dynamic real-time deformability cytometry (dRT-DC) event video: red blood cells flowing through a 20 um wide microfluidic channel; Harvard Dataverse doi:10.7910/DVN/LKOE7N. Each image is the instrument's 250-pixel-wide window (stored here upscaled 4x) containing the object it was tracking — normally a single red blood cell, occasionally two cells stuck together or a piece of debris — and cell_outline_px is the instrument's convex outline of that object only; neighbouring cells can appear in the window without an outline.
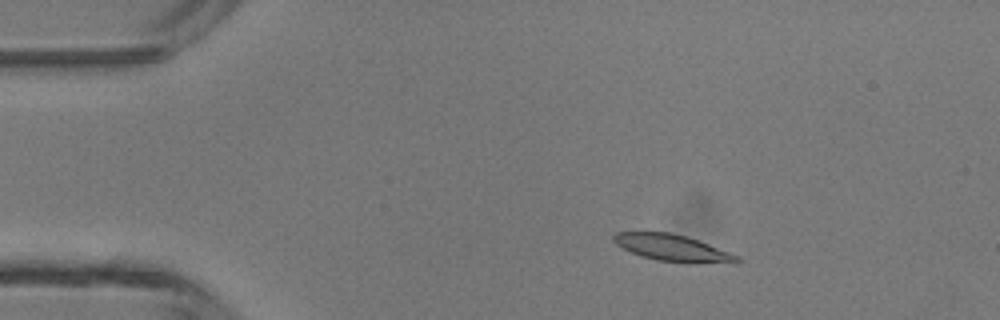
{"species": "common noctule bat (a hibernating species)", "species_latin": "Nyctalus noctula", "temperature_condition": "room temperature", "stored_images_in_passage": 40, "camera_frame_rate_fps": 3000, "um_per_image_px": 0.085, "animal": {"sex": "male", "body_mass_g": 13.3}, "frame": {"image": 1, "passage_image": 1, "time_ms": 0.0, "image_size_px": [1000, 320], "cell_outline_px": [[744, 260], [736, 264], [692, 264], [656, 260], [640, 256], [616, 244], [612, 240], [612, 236], [616, 232], [672, 232], [688, 236], [740, 256]], "centroid_in_image_um": [57.28, 21.1], "position_along_channel_um": 27.7, "area_um2": 19.83}}
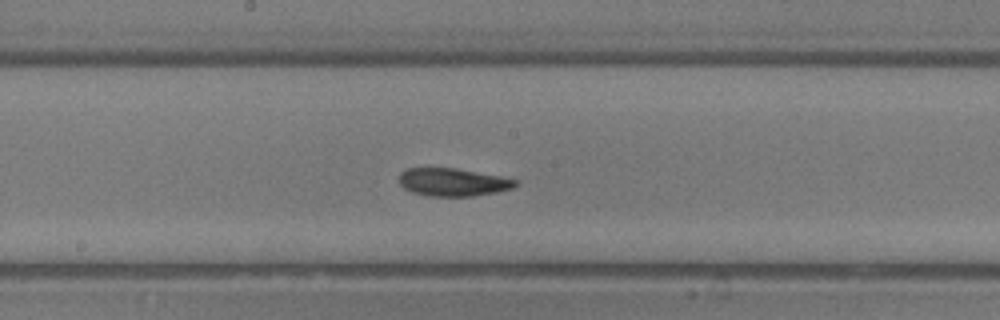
{"frame": {"image": 2, "passage_image": 18, "time_ms": 5.667, "image_size_px": [1000, 320], "cell_outline_px": [[516, 184], [512, 188], [496, 192], [472, 196], [428, 196], [412, 192], [404, 188], [400, 184], [400, 172], [408, 168], [456, 168], [500, 176], [516, 180]], "centroid_in_image_um": [38.46, 15.48], "position_along_channel_um": 209.7, "area_um2": 18.73}}
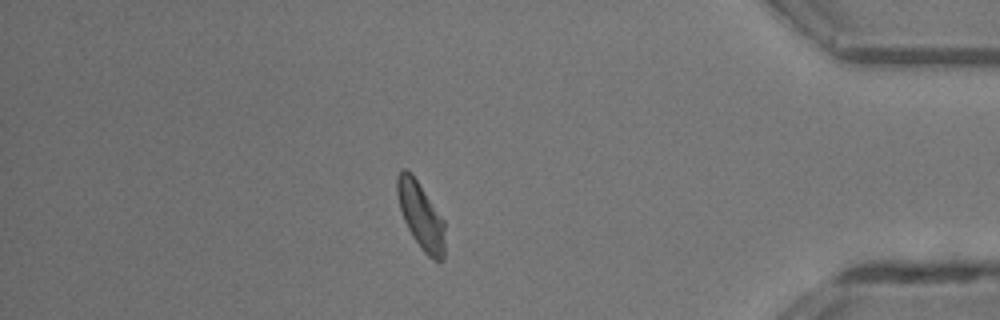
{"frame": {"image": 3, "passage_image": 34, "time_ms": 11.0, "image_size_px": [1000, 320], "cell_outline_px": [[444, 260], [432, 260], [424, 252], [412, 236], [404, 220], [400, 208], [396, 192], [396, 176], [400, 168], [408, 168], [412, 172], [444, 220]], "centroid_in_image_um": [35.74, 18.27], "position_along_channel_um": 399.5, "area_um2": 18.73}, "authors_computed_cell_mechanics": {"area_um2": 19.2185, "velocity_mm_per_s": 4.3127, "shape_relaxation_time_tau1_ms": 2.7816, "shape_relaxation_time_tau2_ms": 2.4889, "deformation_change_tau1": 0.1262, "deformation_change_tau2": 0.0925}}